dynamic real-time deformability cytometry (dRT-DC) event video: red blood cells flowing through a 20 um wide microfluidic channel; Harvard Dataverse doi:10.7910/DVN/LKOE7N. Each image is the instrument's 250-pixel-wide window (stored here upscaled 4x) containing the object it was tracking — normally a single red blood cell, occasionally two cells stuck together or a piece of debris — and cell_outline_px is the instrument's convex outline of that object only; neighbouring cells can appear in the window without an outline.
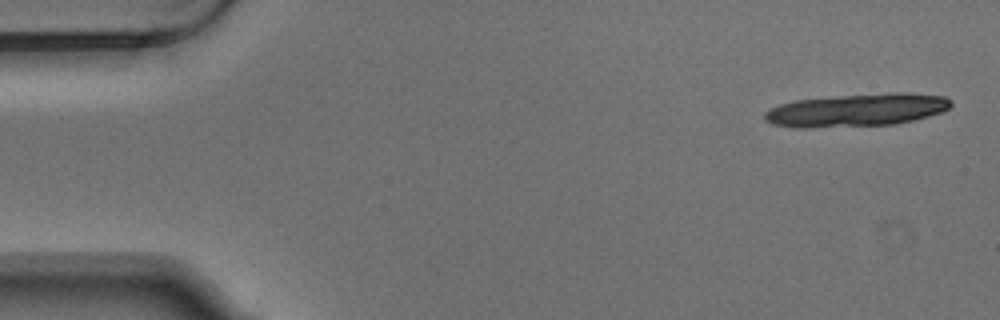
{"species": "Egyptian fruit bat (a non-hibernating species)", "species_latin": "Rousettus aegyptiacus", "temperature_condition": "warm", "stored_images_in_passage": 6, "segment_of_instrument_passage": [1, 2], "camera_frame_rate_fps": 3000, "um_per_image_px": 0.085, "animal": {"sex": "male"}, "frame": {"image": 1, "passage_image": 1, "time_ms": 0.0, "image_size_px": [1000, 320], "cell_outline_px": [[952, 104], [948, 108], [940, 112], [928, 116], [896, 124], [808, 128], [796, 128], [772, 124], [764, 120], [764, 112], [768, 108], [780, 104], [796, 100], [840, 96], [888, 92], [908, 92], [944, 96], [952, 100]], "centroid_in_image_um": [72.8, 9.36], "position_along_channel_um": 12.2, "area_um2": 35.84}}
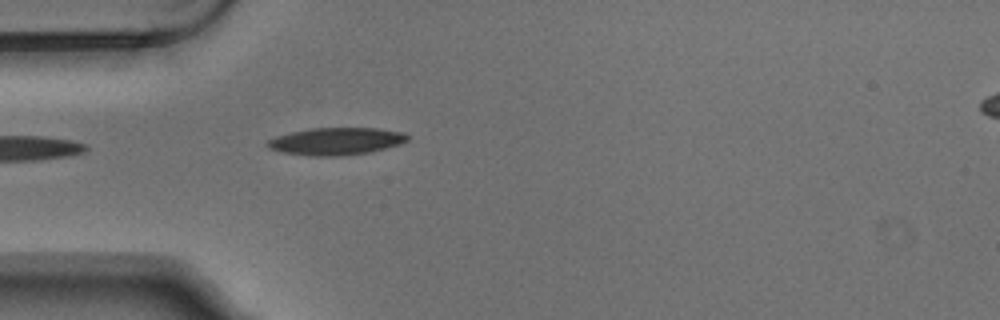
{"frame": {"image": 2, "passage_image": 5, "time_ms": 1.333, "image_size_px": [1000, 320], "cell_outline_px": [[408, 140], [400, 144], [368, 152], [340, 156], [316, 156], [280, 152], [268, 148], [264, 144], [268, 140], [276, 136], [292, 132], [312, 128], [376, 128], [404, 132], [408, 136]], "centroid_in_image_um": [28.54, 12.0], "position_along_channel_um": 56.5, "area_um2": 22.2}}